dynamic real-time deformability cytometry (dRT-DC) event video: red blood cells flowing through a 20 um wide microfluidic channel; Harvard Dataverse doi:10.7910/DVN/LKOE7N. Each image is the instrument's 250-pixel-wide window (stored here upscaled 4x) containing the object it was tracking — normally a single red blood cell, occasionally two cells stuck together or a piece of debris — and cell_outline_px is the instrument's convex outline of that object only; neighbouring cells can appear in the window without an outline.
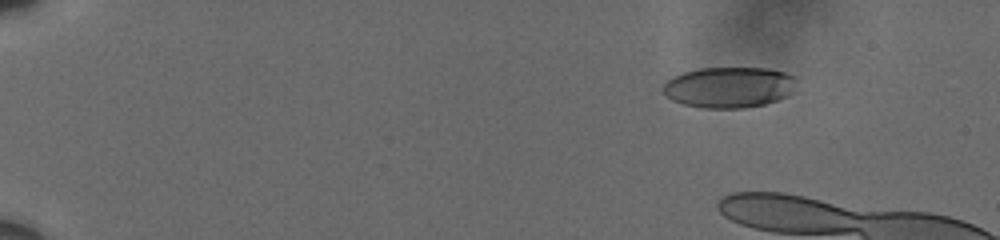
{"species": "human", "species_latin": "Homo sapiens", "temperature_condition": "cold", "stored_images_in_passage": 12, "camera_frame_rate_fps": 3000, "um_per_image_px": 0.085, "donor": {"sex": "male"}, "frame": {"image": 1, "passage_image": 1, "time_ms": 0.0, "image_size_px": [1000, 240], "cell_outline_px": [[792, 92], [788, 96], [764, 104], [744, 108], [704, 108], [684, 104], [672, 100], [664, 92], [664, 84], [668, 80], [684, 72], [700, 68], [768, 68], [784, 72], [792, 76]], "centroid_in_image_um": [61.95, 7.42], "position_along_channel_um": 23.0, "area_um2": 31.27}}